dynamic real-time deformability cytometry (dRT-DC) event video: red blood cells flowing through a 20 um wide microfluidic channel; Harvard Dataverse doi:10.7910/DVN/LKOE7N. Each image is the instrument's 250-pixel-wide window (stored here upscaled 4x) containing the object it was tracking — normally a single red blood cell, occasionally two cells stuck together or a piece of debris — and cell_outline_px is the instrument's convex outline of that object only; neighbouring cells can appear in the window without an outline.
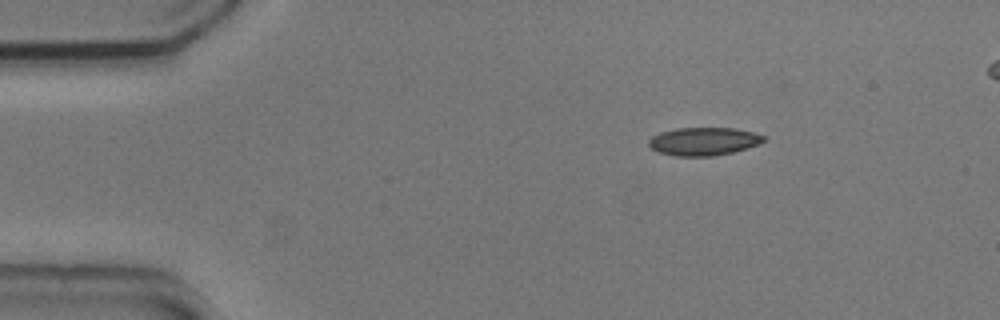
{"species": "common noctule bat (a hibernating species)", "species_latin": "Nyctalus noctula", "temperature_condition": "cold", "stored_images_in_passage": 4, "segment_of_instrument_passage": [1, 2], "camera_frame_rate_fps": 3000, "um_per_image_px": 0.085, "animal": {"sex": "male", "body_mass_g": 20.5, "forearm_length_mm": 52.5}, "frame": {"image": 1, "passage_image": 1, "time_ms": 0.0, "image_size_px": [1000, 320], "cell_outline_px": [[764, 140], [760, 144], [748, 148], [732, 152], [712, 156], [676, 156], [660, 152], [652, 148], [648, 144], [648, 140], [652, 136], [660, 132], [676, 128], [736, 128], [752, 132], [764, 136]], "centroid_in_image_um": [59.81, 12.01], "position_along_channel_um": 25.2, "area_um2": 18.73}}